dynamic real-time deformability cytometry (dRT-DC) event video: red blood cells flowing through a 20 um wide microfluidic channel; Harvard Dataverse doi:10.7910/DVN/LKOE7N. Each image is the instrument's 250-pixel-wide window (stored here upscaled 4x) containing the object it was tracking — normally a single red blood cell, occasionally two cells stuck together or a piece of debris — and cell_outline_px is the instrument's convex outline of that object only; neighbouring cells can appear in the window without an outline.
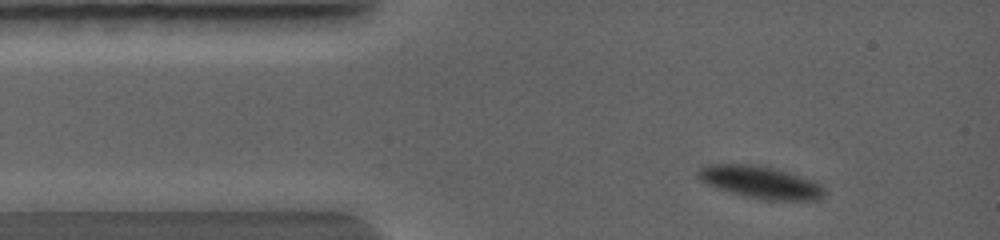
{"species": "common noctule bat (a hibernating species)", "species_latin": "Nyctalus noctula", "temperature_condition": "warm", "stored_images_in_passage": 14, "camera_frame_rate_fps": 5000, "um_per_image_px": 0.085, "animal": {"sex": "female", "body_mass_g": 19.0, "forearm_length_mm": 56.7}, "frame": {"image": 1, "passage_image": 3, "time_ms": 0.8, "image_size_px": [1000, 240], "cell_outline_px": [[824, 192], [820, 200], [756, 200], [716, 188], [700, 180], [700, 172], [704, 168], [748, 168], [772, 172], [788, 176], [816, 184]], "centroid_in_image_um": [64.65, 15.68], "position_along_channel_um": 20.3, "area_um2": 20.29}}
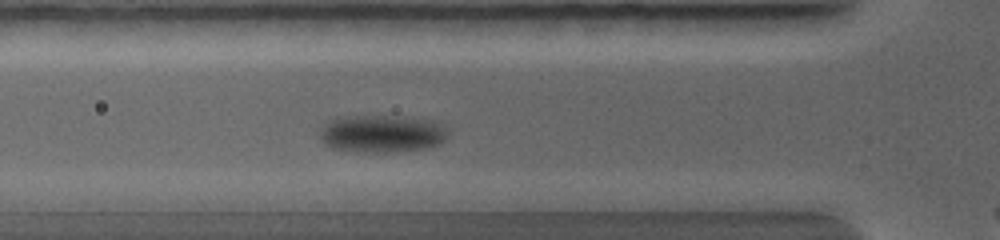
{"frame": {"image": 2, "passage_image": 10, "time_ms": 3.0, "image_size_px": [1000, 240], "cell_outline_px": [[444, 136], [440, 144], [428, 148], [400, 152], [364, 152], [332, 148], [324, 140], [324, 132], [336, 120], [380, 116], [384, 116], [424, 124], [440, 132]], "centroid_in_image_um": [32.38, 11.49], "position_along_channel_um": 93.4, "area_um2": 24.45}}
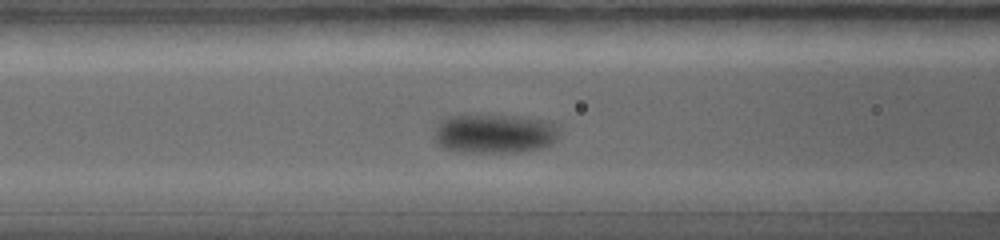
{"frame": {"image": 3, "passage_image": 12, "time_ms": 3.6, "image_size_px": [1000, 240], "cell_outline_px": [[552, 144], [544, 148], [520, 152], [452, 152], [440, 148], [436, 144], [436, 136], [444, 120], [452, 116], [492, 116], [528, 120], [540, 124], [552, 136]], "centroid_in_image_um": [41.77, 11.46], "position_along_channel_um": 124.8, "area_um2": 26.07}}